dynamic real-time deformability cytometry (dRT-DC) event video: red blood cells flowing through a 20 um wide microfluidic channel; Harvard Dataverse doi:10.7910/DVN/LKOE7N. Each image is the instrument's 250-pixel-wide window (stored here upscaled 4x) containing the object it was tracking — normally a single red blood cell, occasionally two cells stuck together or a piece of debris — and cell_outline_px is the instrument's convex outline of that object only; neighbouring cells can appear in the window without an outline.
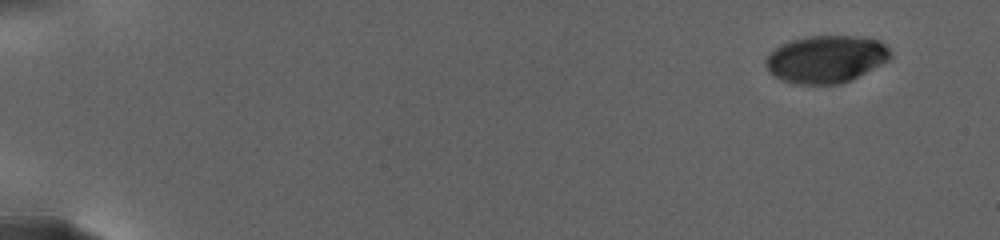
{"species": "human", "species_latin": "Homo sapiens", "temperature_condition": "warm", "stored_images_in_passage": 43, "camera_frame_rate_fps": 3000, "um_per_image_px": 0.085, "donor": {"sex": "female"}, "frame": {"image": 1, "passage_image": 1, "time_ms": 0.0, "image_size_px": [1000, 240], "cell_outline_px": [[892, 56], [888, 60], [852, 80], [840, 84], [792, 84], [780, 80], [768, 72], [764, 64], [764, 60], [776, 48], [792, 40], [812, 36], [852, 36], [880, 40], [892, 52]], "centroid_in_image_um": [70.21, 5.05], "position_along_channel_um": 14.8, "area_um2": 34.45}}
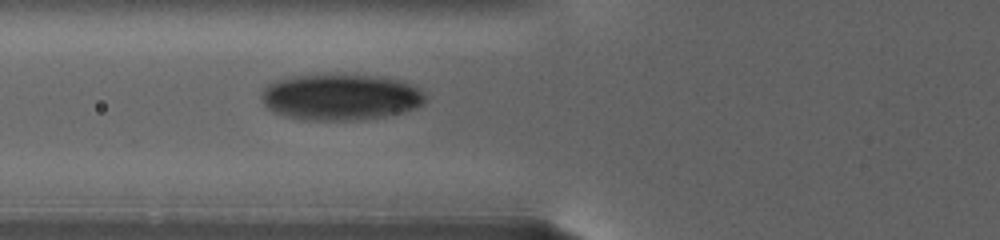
{"frame": {"image": 2, "passage_image": 29, "time_ms": 9.667, "image_size_px": [1000, 240], "cell_outline_px": [[424, 100], [416, 108], [392, 116], [360, 120], [304, 120], [284, 116], [268, 108], [264, 104], [264, 88], [268, 84], [276, 80], [288, 76], [320, 72], [324, 72], [376, 76], [396, 80], [408, 84], [424, 92]], "centroid_in_image_um": [28.92, 8.23], "position_along_channel_um": 96.9, "area_um2": 44.8}}
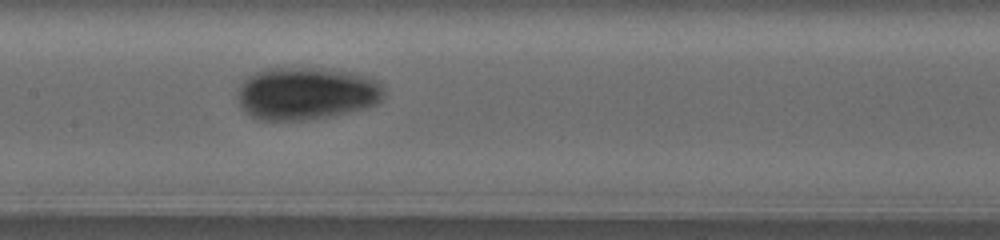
{"frame": {"image": 3, "passage_image": 42, "time_ms": 13.0, "image_size_px": [1000, 240], "cell_outline_px": [[384, 92], [380, 100], [376, 104], [368, 108], [328, 116], [304, 120], [260, 120], [252, 116], [240, 104], [240, 84], [248, 76], [256, 72], [268, 68], [328, 68], [352, 72], [372, 76], [384, 88]], "centroid_in_image_um": [26.1, 7.92], "position_along_channel_um": 181.3, "area_um2": 44.8}}